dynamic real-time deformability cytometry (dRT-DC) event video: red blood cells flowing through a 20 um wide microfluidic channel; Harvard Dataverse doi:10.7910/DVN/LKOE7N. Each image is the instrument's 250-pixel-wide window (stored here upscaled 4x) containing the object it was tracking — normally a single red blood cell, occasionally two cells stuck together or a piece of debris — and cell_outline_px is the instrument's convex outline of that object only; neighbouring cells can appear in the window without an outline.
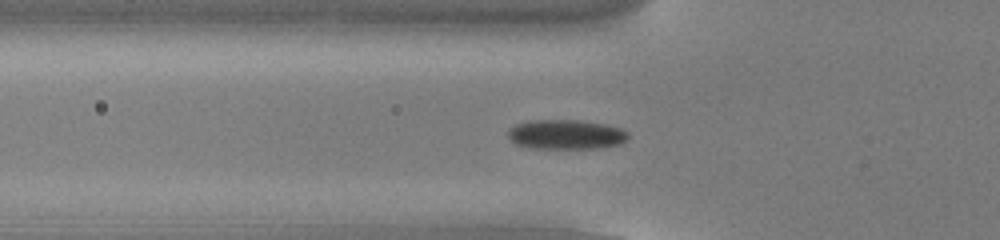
{"species": "common noctule bat (a hibernating species)", "species_latin": "Nyctalus noctula", "temperature_condition": "cold", "stored_images_in_passage": 52, "camera_frame_rate_fps": 3000, "um_per_image_px": 0.085, "animal": {"sex": "male", "body_mass_g": 13.0, "forearm_length_mm": 53.1}, "frame": {"image": 1, "passage_image": 17, "time_ms": 5.333, "image_size_px": [1000, 240], "cell_outline_px": [[628, 140], [620, 144], [596, 148], [532, 148], [516, 144], [508, 136], [508, 128], [516, 124], [532, 120], [576, 120], [608, 124], [624, 128], [628, 132]], "centroid_in_image_um": [48.15, 11.42], "position_along_channel_um": 77.6, "area_um2": 20.87}}
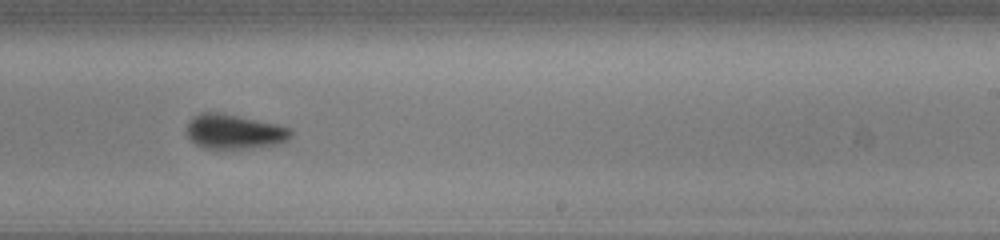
{"frame": {"image": 2, "passage_image": 32, "time_ms": 10.333, "image_size_px": [1000, 240], "cell_outline_px": [[292, 136], [288, 140], [276, 144], [244, 148], [200, 148], [188, 136], [188, 120], [192, 116], [200, 112], [224, 112], [276, 124], [292, 128]], "centroid_in_image_um": [19.9, 11.16], "position_along_channel_um": 269.1, "area_um2": 21.1}}
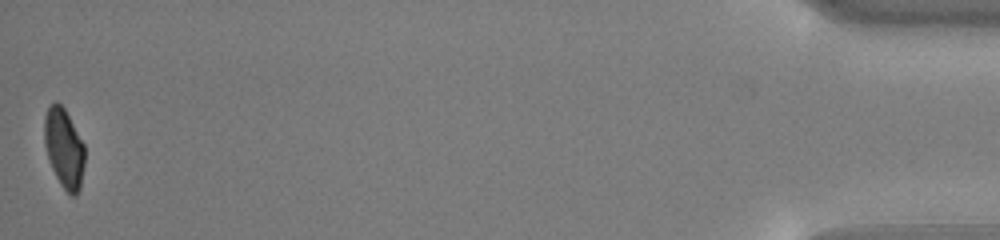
{"frame": {"image": 3, "passage_image": 52, "time_ms": 17.0, "image_size_px": [1000, 240], "cell_outline_px": [[84, 164], [80, 188], [76, 196], [72, 196], [60, 184], [52, 168], [44, 144], [44, 116], [48, 104], [56, 100], [64, 108], [84, 144]], "centroid_in_image_um": [5.42, 12.56], "position_along_channel_um": 429.8, "area_um2": 18.67}, "authors_computed_cell_mechanics": {"area_um2": 20.3456, "velocity_mm_per_s": 3.8271, "shape_relaxation_time_tau1_ms": 2.0586, "shape_relaxation_time_tau2_ms": 2.5728, "deformation_change_tau1": 0.0935, "deformation_change_tau2": 0.0694}}